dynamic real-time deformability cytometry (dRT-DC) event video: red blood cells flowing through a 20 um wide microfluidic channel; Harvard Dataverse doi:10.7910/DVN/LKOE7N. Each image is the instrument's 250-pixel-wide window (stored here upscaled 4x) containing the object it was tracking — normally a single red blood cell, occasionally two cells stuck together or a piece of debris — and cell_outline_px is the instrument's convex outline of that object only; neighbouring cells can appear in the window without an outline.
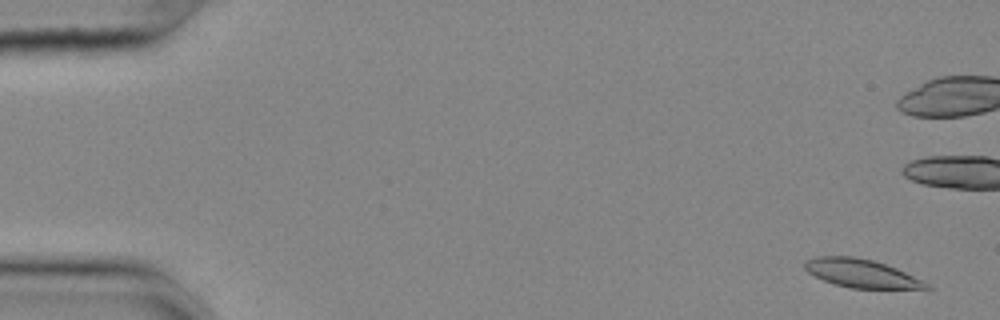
{"species": "common noctule bat (a hibernating species)", "species_latin": "Nyctalus noctula", "temperature_condition": "cold", "stored_images_in_passage": 57, "camera_frame_rate_fps": 3000, "um_per_image_px": 0.085, "animal": {"sex": "female", "body_mass_g": 25.1}, "frame": {"image": 1, "passage_image": 3, "time_ms": 0.667, "image_size_px": [1000, 320], "cell_outline_px": [[932, 288], [852, 288], [836, 284], [824, 280], [808, 272], [804, 268], [804, 260], [816, 256], [852, 256], [872, 260], [896, 268], [928, 284]], "centroid_in_image_um": [73.13, 23.21], "position_along_channel_um": 11.9, "area_um2": 19.59}}
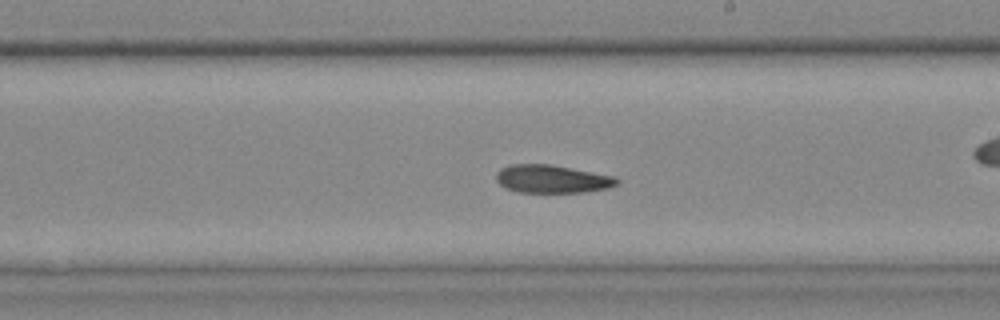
{"frame": {"image": 2, "passage_image": 33, "time_ms": 10.667, "image_size_px": [1000, 320], "cell_outline_px": [[620, 184], [608, 188], [584, 192], [516, 192], [500, 184], [496, 180], [496, 172], [500, 168], [508, 164], [552, 164], [612, 176], [620, 180]], "centroid_in_image_um": [46.91, 15.2], "position_along_channel_um": 242.1, "area_um2": 19.77}}
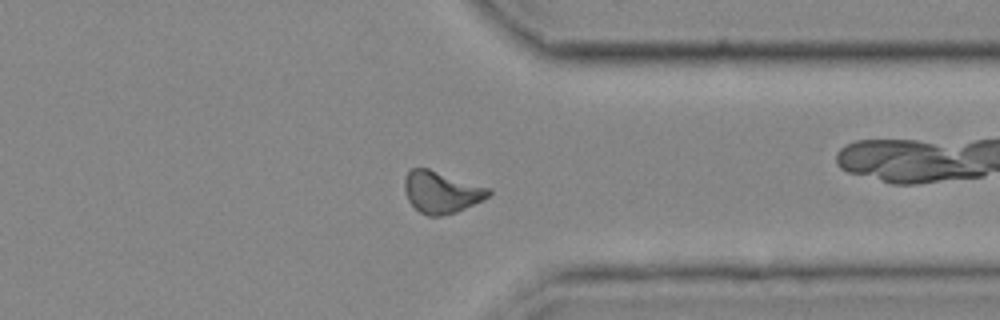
{"frame": {"image": 3, "passage_image": 44, "time_ms": 14.333, "image_size_px": [1000, 320], "cell_outline_px": [[492, 192], [484, 200], [456, 212], [440, 216], [428, 216], [420, 212], [408, 200], [404, 192], [404, 180], [408, 172], [412, 168], [428, 168], [492, 188]], "centroid_in_image_um": [37.53, 16.32], "position_along_channel_um": 373.9, "area_um2": 20.63}, "authors_computed_cell_mechanics": {"area_um2": 20.2878, "velocity_mm_per_s": 3.6341, "shape_relaxation_time_tau1_ms": 10.5362, "shape_relaxation_time_tau2_ms": 5.4483, "deformation_change_tau1": 0.2085, "deformation_change_tau2": 0.1284}}